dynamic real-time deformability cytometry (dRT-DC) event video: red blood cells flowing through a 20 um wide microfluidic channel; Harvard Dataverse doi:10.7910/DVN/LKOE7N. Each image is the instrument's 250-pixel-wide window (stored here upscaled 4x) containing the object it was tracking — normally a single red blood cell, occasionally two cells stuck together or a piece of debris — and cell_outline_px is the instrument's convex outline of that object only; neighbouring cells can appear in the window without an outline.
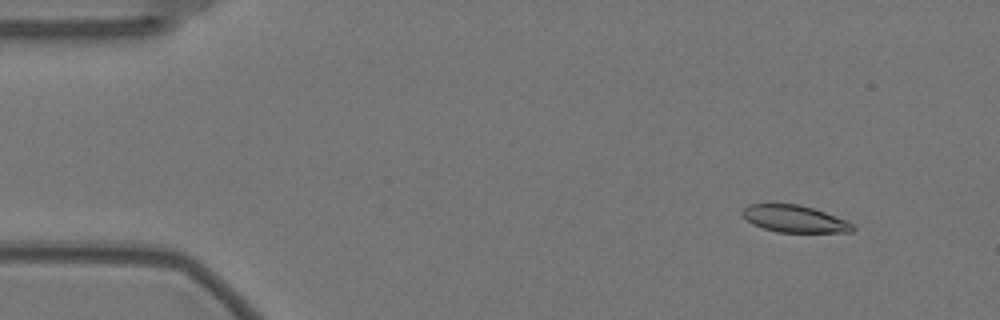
{"species": "Egyptian fruit bat (a non-hibernating species)", "species_latin": "Rousettus aegyptiacus", "temperature_condition": "warm", "stored_images_in_passage": 57, "camera_frame_rate_fps": 3000, "um_per_image_px": 0.085, "animal": {"sex": "female"}, "frame": {"image": 1, "passage_image": 5, "time_ms": 1.333, "image_size_px": [1000, 320], "cell_outline_px": [[856, 228], [852, 232], [776, 232], [752, 224], [740, 212], [748, 204], [800, 204], [824, 212], [844, 220], [852, 224]], "centroid_in_image_um": [67.51, 18.6], "position_along_channel_um": 17.5, "area_um2": 17.17}}
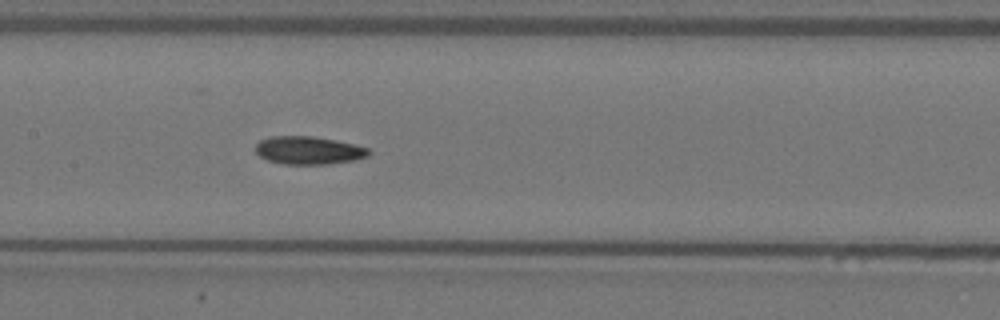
{"frame": {"image": 2, "passage_image": 27, "time_ms": 8.667, "image_size_px": [1000, 320], "cell_outline_px": [[372, 152], [368, 156], [356, 160], [328, 164], [284, 164], [268, 160], [260, 156], [256, 152], [256, 144], [260, 140], [268, 136], [312, 136], [336, 140], [368, 148]], "centroid_in_image_um": [26.24, 12.78], "position_along_channel_um": 181.2, "area_um2": 18.5}}
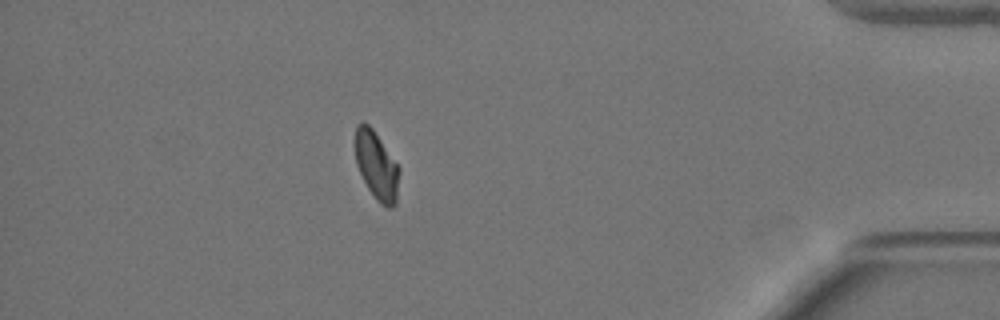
{"frame": {"image": 3, "passage_image": 50, "time_ms": 16.333, "image_size_px": [1000, 320], "cell_outline_px": [[400, 172], [396, 204], [392, 208], [388, 208], [380, 204], [376, 200], [368, 188], [356, 164], [356, 124], [360, 120], [364, 120], [372, 128], [400, 168]], "centroid_in_image_um": [32.02, 14.09], "position_along_channel_um": 403.2, "area_um2": 17.51}, "authors_computed_cell_mechanics": {"area_um2": 18.3226, "velocity_mm_per_s": 3.5073, "shape_relaxation_time_tau1_ms": 6.4876, "shape_relaxation_time_tau2_ms": 6.2302, "deformation_change_tau1": 0.1558, "deformation_change_tau2": 0.103}}